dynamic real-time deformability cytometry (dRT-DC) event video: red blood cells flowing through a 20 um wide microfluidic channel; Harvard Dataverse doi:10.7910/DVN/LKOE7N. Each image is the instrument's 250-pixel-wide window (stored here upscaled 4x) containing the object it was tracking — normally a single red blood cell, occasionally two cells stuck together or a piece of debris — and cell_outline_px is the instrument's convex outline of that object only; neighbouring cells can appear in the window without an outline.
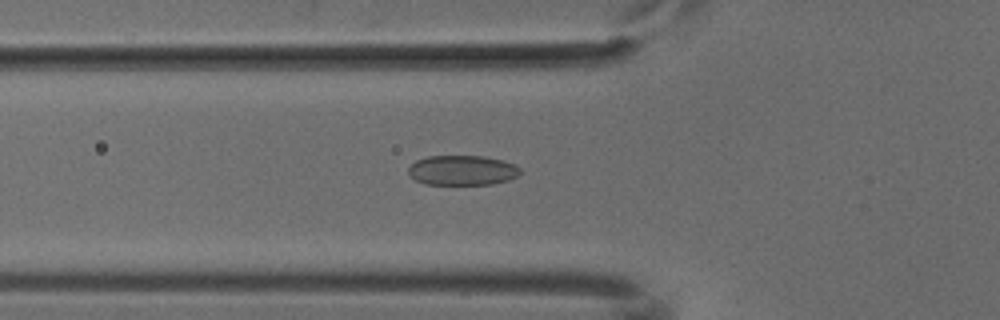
{"species": "common noctule bat (a hibernating species)", "species_latin": "Nyctalus noctula", "temperature_condition": "cold", "stored_images_in_passage": 51, "camera_frame_rate_fps": 3000, "um_per_image_px": 0.085, "animal": {"sex": "male", "body_mass_g": 18.8}, "frame": {"image": 1, "passage_image": 17, "time_ms": 5.333, "image_size_px": [1000, 320], "cell_outline_px": [[520, 172], [516, 176], [508, 180], [492, 184], [424, 184], [416, 180], [408, 172], [408, 168], [416, 160], [428, 156], [484, 156], [504, 160], [516, 164], [520, 168]], "centroid_in_image_um": [39.31, 14.46], "position_along_channel_um": 86.5, "area_um2": 19.48}}
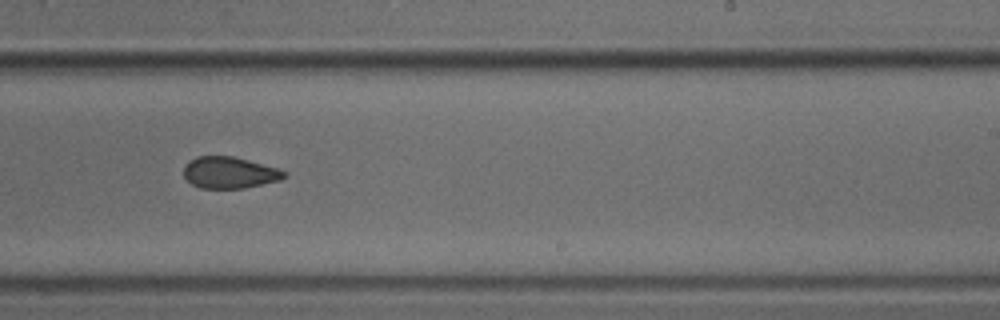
{"frame": {"image": 2, "passage_image": 31, "time_ms": 10.0, "image_size_px": [1000, 320], "cell_outline_px": [[288, 176], [280, 180], [244, 188], [200, 188], [192, 184], [184, 176], [184, 168], [188, 160], [196, 156], [232, 156], [248, 160], [276, 168], [288, 172]], "centroid_in_image_um": [19.5, 14.67], "position_along_channel_um": 269.5, "area_um2": 18.44}}
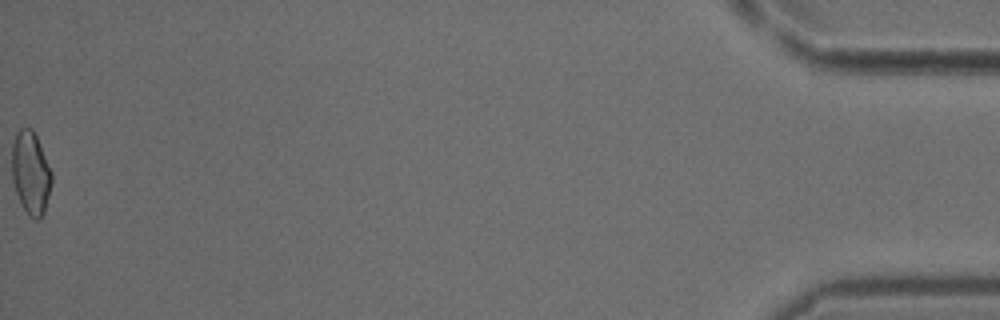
{"frame": {"image": 3, "passage_image": 51, "time_ms": 16.667, "image_size_px": [1000, 320], "cell_outline_px": [[52, 184], [44, 212], [40, 220], [36, 220], [28, 216], [20, 204], [12, 180], [12, 144], [16, 132], [20, 128], [32, 128], [36, 136], [52, 172]], "centroid_in_image_um": [2.6, 14.73], "position_along_channel_um": 432.6, "area_um2": 19.42}}